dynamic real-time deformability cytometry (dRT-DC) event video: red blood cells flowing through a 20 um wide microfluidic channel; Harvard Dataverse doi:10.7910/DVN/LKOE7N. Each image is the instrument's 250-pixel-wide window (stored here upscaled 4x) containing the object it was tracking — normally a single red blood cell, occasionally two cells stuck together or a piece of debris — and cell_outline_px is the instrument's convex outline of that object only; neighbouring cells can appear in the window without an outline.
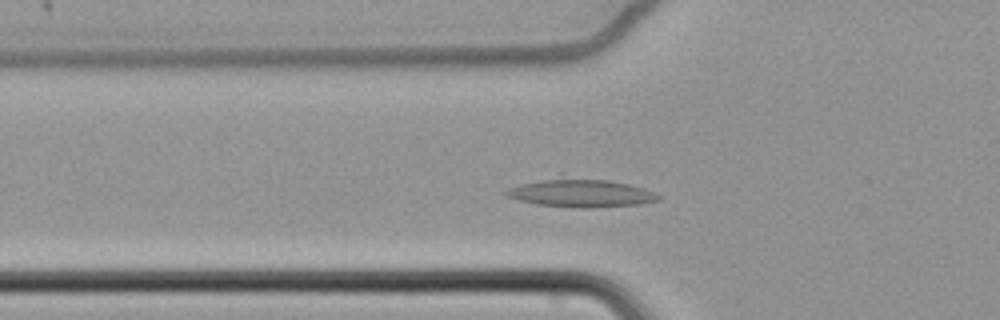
{"species": "common noctule bat (a hibernating species)", "species_latin": "Nyctalus noctula", "temperature_condition": "cold", "stored_images_in_passage": 57, "camera_frame_rate_fps": 3000, "um_per_image_px": 0.085, "animal": {"sex": "female", "body_mass_g": 22.7, "forearm_length_mm": 54.2}, "frame": {"image": 1, "passage_image": 17, "time_ms": 5.333, "image_size_px": [1000, 320], "cell_outline_px": [[660, 200], [640, 204], [592, 208], [576, 208], [536, 204], [504, 196], [500, 192], [508, 188], [520, 184], [560, 172], [608, 180], [628, 184], [644, 188], [656, 192], [660, 196]], "centroid_in_image_um": [49.27, 16.34], "position_along_channel_um": 76.5, "area_um2": 26.59}}
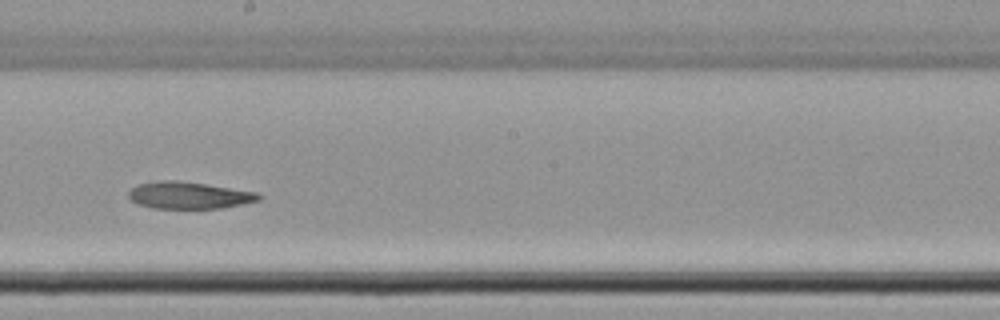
{"frame": {"image": 2, "passage_image": 31, "time_ms": 10.0, "image_size_px": [1000, 320], "cell_outline_px": [[260, 200], [220, 208], [152, 208], [140, 204], [132, 200], [128, 196], [128, 192], [136, 184], [156, 180], [176, 180], [204, 184], [256, 192], [260, 196]], "centroid_in_image_um": [16.0, 16.59], "position_along_channel_um": 232.2, "area_um2": 20.17}}
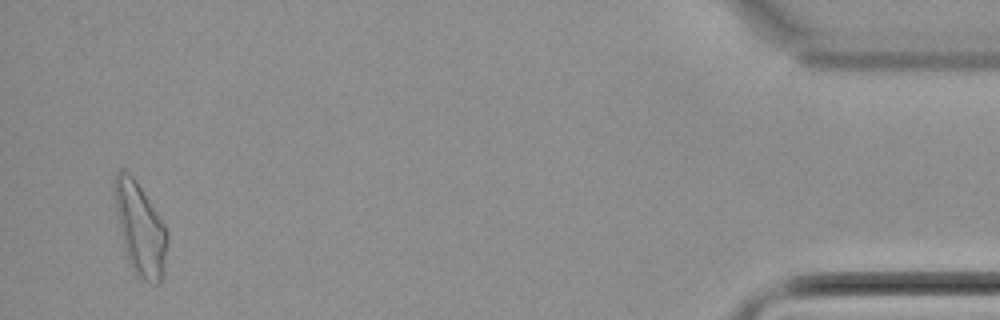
{"frame": {"image": 3, "passage_image": 55, "time_ms": 18.0, "image_size_px": [1000, 320], "cell_outline_px": [[168, 240], [164, 272], [160, 280], [156, 284], [148, 284], [136, 276], [128, 260], [124, 248], [116, 212], [112, 192], [112, 176], [120, 168], [124, 168], [136, 180], [144, 192], [164, 224], [168, 232]], "centroid_in_image_um": [11.88, 19.41], "position_along_channel_um": 423.3, "area_um2": 28.9}}